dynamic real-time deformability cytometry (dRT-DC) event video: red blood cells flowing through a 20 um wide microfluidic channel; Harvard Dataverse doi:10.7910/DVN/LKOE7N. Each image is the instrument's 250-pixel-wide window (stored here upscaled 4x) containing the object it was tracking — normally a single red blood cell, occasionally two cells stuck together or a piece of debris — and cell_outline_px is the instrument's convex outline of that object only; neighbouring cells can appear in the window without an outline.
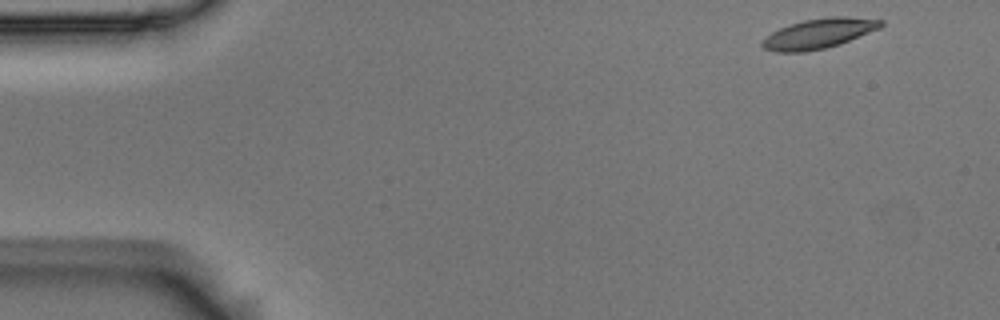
{"species": "Egyptian fruit bat (a non-hibernating species)", "species_latin": "Rousettus aegyptiacus", "temperature_condition": "room temperature", "stored_images_in_passage": 53, "camera_frame_rate_fps": 3000, "um_per_image_px": 0.085, "animal": {"sex": "male"}, "frame": {"image": 1, "passage_image": 1, "time_ms": 0.0, "image_size_px": [1000, 320], "cell_outline_px": [[884, 24], [880, 28], [840, 44], [824, 48], [804, 52], [776, 52], [764, 48], [760, 44], [764, 36], [788, 24], [804, 20], [828, 16], [848, 16], [884, 20]], "centroid_in_image_um": [69.59, 2.84], "position_along_channel_um": 15.4, "area_um2": 20.87}}
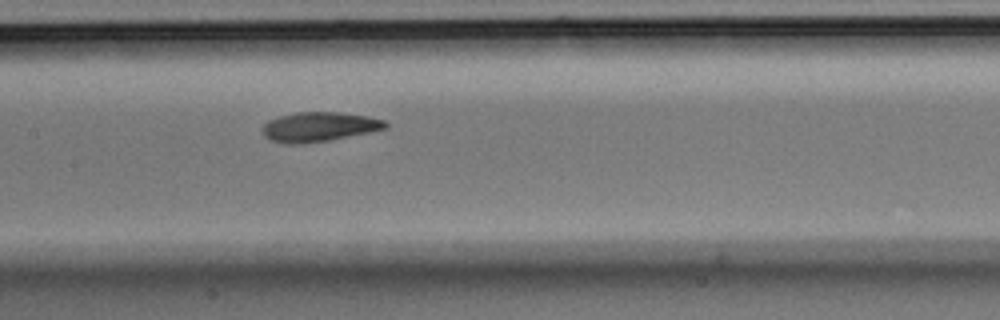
{"frame": {"image": 2, "passage_image": 24, "time_ms": 7.667, "image_size_px": [1000, 320], "cell_outline_px": [[388, 128], [328, 140], [300, 144], [284, 144], [268, 140], [260, 132], [260, 128], [268, 120], [280, 116], [296, 112], [336, 112], [368, 116], [384, 120], [388, 124]], "centroid_in_image_um": [27.04, 10.78], "position_along_channel_um": 180.4, "area_um2": 21.27}}
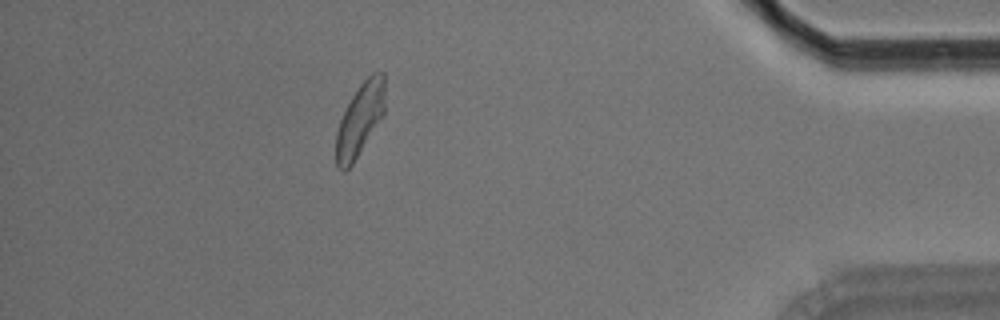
{"frame": {"image": 3, "passage_image": 47, "time_ms": 15.333, "image_size_px": [1000, 320], "cell_outline_px": [[384, 112], [352, 164], [344, 172], [336, 168], [336, 132], [340, 120], [352, 96], [360, 84], [372, 72], [384, 72]], "centroid_in_image_um": [30.57, 10.16], "position_along_channel_um": 404.6, "area_um2": 20.23}, "authors_computed_cell_mechanics": {"area_um2": 20.9236, "velocity_mm_per_s": 3.5315, "shape_relaxation_time_tau1_ms": 3.6421, "shape_relaxation_time_tau2_ms": 3.5188, "deformation_change_tau1": 0.1586, "deformation_change_tau2": 0.0781}}